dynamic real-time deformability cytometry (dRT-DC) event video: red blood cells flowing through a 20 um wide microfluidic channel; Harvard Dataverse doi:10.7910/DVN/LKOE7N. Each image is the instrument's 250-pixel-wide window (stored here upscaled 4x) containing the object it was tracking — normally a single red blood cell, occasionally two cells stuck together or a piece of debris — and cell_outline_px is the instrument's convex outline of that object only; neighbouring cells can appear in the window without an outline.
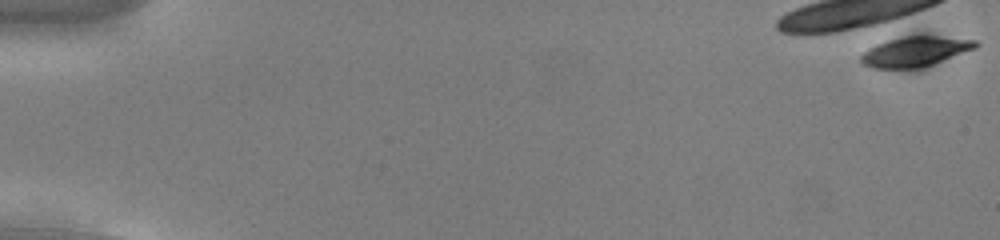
{"species": "common noctule bat (a hibernating species)", "species_latin": "Nyctalus noctula", "temperature_condition": "cold", "stored_images_in_passage": 5, "camera_frame_rate_fps": 3000, "um_per_image_px": 0.085, "animal": {"sex": "male", "body_mass_g": 13.0, "forearm_length_mm": 53.1}, "frame": {"image": 1, "passage_image": 1, "time_ms": 0.0, "image_size_px": [1000, 240], "cell_outline_px": [[980, 44], [976, 48], [932, 64], [920, 68], [872, 68], [864, 64], [860, 60], [860, 56], [864, 52], [880, 44], [892, 40], [908, 36], [932, 36], [976, 40]], "centroid_in_image_um": [77.82, 4.4], "position_along_channel_um": 7.2, "area_um2": 19.36}}